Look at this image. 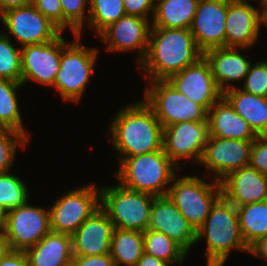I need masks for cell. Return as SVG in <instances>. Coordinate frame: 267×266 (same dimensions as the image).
<instances>
[{
	"label": "cell",
	"instance_id": "6da1fadb",
	"mask_svg": "<svg viewBox=\"0 0 267 266\" xmlns=\"http://www.w3.org/2000/svg\"><path fill=\"white\" fill-rule=\"evenodd\" d=\"M202 57L190 29L151 27L147 53L139 66L149 82L168 80Z\"/></svg>",
	"mask_w": 267,
	"mask_h": 266
},
{
	"label": "cell",
	"instance_id": "7a4b0ae2",
	"mask_svg": "<svg viewBox=\"0 0 267 266\" xmlns=\"http://www.w3.org/2000/svg\"><path fill=\"white\" fill-rule=\"evenodd\" d=\"M114 117L109 126L110 139L114 149L122 156L119 158L162 149L163 127L145 102L129 104Z\"/></svg>",
	"mask_w": 267,
	"mask_h": 266
},
{
	"label": "cell",
	"instance_id": "3957f363",
	"mask_svg": "<svg viewBox=\"0 0 267 266\" xmlns=\"http://www.w3.org/2000/svg\"><path fill=\"white\" fill-rule=\"evenodd\" d=\"M196 235L197 242L206 236L207 266H223L232 250L249 252L240 231L237 207L222 195L212 205Z\"/></svg>",
	"mask_w": 267,
	"mask_h": 266
},
{
	"label": "cell",
	"instance_id": "277c9868",
	"mask_svg": "<svg viewBox=\"0 0 267 266\" xmlns=\"http://www.w3.org/2000/svg\"><path fill=\"white\" fill-rule=\"evenodd\" d=\"M175 170L181 169L169 159L162 148L146 154L119 158V169L114 176L122 186L130 190L158 197L167 195V184L176 176Z\"/></svg>",
	"mask_w": 267,
	"mask_h": 266
},
{
	"label": "cell",
	"instance_id": "5b68a950",
	"mask_svg": "<svg viewBox=\"0 0 267 266\" xmlns=\"http://www.w3.org/2000/svg\"><path fill=\"white\" fill-rule=\"evenodd\" d=\"M61 33L60 69L53 82V87L65 101L77 103L84 95L88 81L94 73L97 60V49L80 44V35H74L72 43H68Z\"/></svg>",
	"mask_w": 267,
	"mask_h": 266
},
{
	"label": "cell",
	"instance_id": "8992f818",
	"mask_svg": "<svg viewBox=\"0 0 267 266\" xmlns=\"http://www.w3.org/2000/svg\"><path fill=\"white\" fill-rule=\"evenodd\" d=\"M101 207L114 228L144 232L148 229L151 208L156 196L130 190L120 183L100 188Z\"/></svg>",
	"mask_w": 267,
	"mask_h": 266
},
{
	"label": "cell",
	"instance_id": "52a82bcc",
	"mask_svg": "<svg viewBox=\"0 0 267 266\" xmlns=\"http://www.w3.org/2000/svg\"><path fill=\"white\" fill-rule=\"evenodd\" d=\"M172 182L167 196L197 231L209 215L212 205L221 196L220 182L214 180L207 183L198 176L189 175L182 178L175 176Z\"/></svg>",
	"mask_w": 267,
	"mask_h": 266
},
{
	"label": "cell",
	"instance_id": "ba28073f",
	"mask_svg": "<svg viewBox=\"0 0 267 266\" xmlns=\"http://www.w3.org/2000/svg\"><path fill=\"white\" fill-rule=\"evenodd\" d=\"M144 97V102L152 109L163 128L184 121L208 122V111L180 93L168 80L152 81Z\"/></svg>",
	"mask_w": 267,
	"mask_h": 266
},
{
	"label": "cell",
	"instance_id": "9c48e42d",
	"mask_svg": "<svg viewBox=\"0 0 267 266\" xmlns=\"http://www.w3.org/2000/svg\"><path fill=\"white\" fill-rule=\"evenodd\" d=\"M101 207V191L88 184L68 191L49 209L51 231L73 235Z\"/></svg>",
	"mask_w": 267,
	"mask_h": 266
},
{
	"label": "cell",
	"instance_id": "30bf717a",
	"mask_svg": "<svg viewBox=\"0 0 267 266\" xmlns=\"http://www.w3.org/2000/svg\"><path fill=\"white\" fill-rule=\"evenodd\" d=\"M51 231L49 209L28 205L7 211L5 238L9 250L26 251Z\"/></svg>",
	"mask_w": 267,
	"mask_h": 266
},
{
	"label": "cell",
	"instance_id": "8fae6325",
	"mask_svg": "<svg viewBox=\"0 0 267 266\" xmlns=\"http://www.w3.org/2000/svg\"><path fill=\"white\" fill-rule=\"evenodd\" d=\"M0 17L20 47L51 42L62 33L32 4L4 11Z\"/></svg>",
	"mask_w": 267,
	"mask_h": 266
},
{
	"label": "cell",
	"instance_id": "7c38bea8",
	"mask_svg": "<svg viewBox=\"0 0 267 266\" xmlns=\"http://www.w3.org/2000/svg\"><path fill=\"white\" fill-rule=\"evenodd\" d=\"M209 137L208 122L184 121L163 128L162 148L169 159L181 169L178 161L200 162Z\"/></svg>",
	"mask_w": 267,
	"mask_h": 266
},
{
	"label": "cell",
	"instance_id": "4fadbf2b",
	"mask_svg": "<svg viewBox=\"0 0 267 266\" xmlns=\"http://www.w3.org/2000/svg\"><path fill=\"white\" fill-rule=\"evenodd\" d=\"M253 141L209 136L200 164L214 171L215 181L220 182L228 174L249 166Z\"/></svg>",
	"mask_w": 267,
	"mask_h": 266
},
{
	"label": "cell",
	"instance_id": "5bb4252c",
	"mask_svg": "<svg viewBox=\"0 0 267 266\" xmlns=\"http://www.w3.org/2000/svg\"><path fill=\"white\" fill-rule=\"evenodd\" d=\"M168 81L180 93L202 105L207 111L223 96L204 56L196 63L173 74Z\"/></svg>",
	"mask_w": 267,
	"mask_h": 266
},
{
	"label": "cell",
	"instance_id": "9a60e30c",
	"mask_svg": "<svg viewBox=\"0 0 267 266\" xmlns=\"http://www.w3.org/2000/svg\"><path fill=\"white\" fill-rule=\"evenodd\" d=\"M61 34L51 42L21 47V83L38 82L53 87L60 69Z\"/></svg>",
	"mask_w": 267,
	"mask_h": 266
},
{
	"label": "cell",
	"instance_id": "2e32d148",
	"mask_svg": "<svg viewBox=\"0 0 267 266\" xmlns=\"http://www.w3.org/2000/svg\"><path fill=\"white\" fill-rule=\"evenodd\" d=\"M227 11V1L199 0L190 31L203 53L213 48L225 47Z\"/></svg>",
	"mask_w": 267,
	"mask_h": 266
},
{
	"label": "cell",
	"instance_id": "e0dca14e",
	"mask_svg": "<svg viewBox=\"0 0 267 266\" xmlns=\"http://www.w3.org/2000/svg\"><path fill=\"white\" fill-rule=\"evenodd\" d=\"M152 22L148 18L135 15H124L110 24L98 36L103 42L109 43L108 51L124 52L138 50L139 64L145 57L148 49L149 34Z\"/></svg>",
	"mask_w": 267,
	"mask_h": 266
},
{
	"label": "cell",
	"instance_id": "ac0fdd59",
	"mask_svg": "<svg viewBox=\"0 0 267 266\" xmlns=\"http://www.w3.org/2000/svg\"><path fill=\"white\" fill-rule=\"evenodd\" d=\"M262 10L246 0L228 2L225 22V46L251 48L259 38Z\"/></svg>",
	"mask_w": 267,
	"mask_h": 266
},
{
	"label": "cell",
	"instance_id": "d6986e66",
	"mask_svg": "<svg viewBox=\"0 0 267 266\" xmlns=\"http://www.w3.org/2000/svg\"><path fill=\"white\" fill-rule=\"evenodd\" d=\"M148 229L167 235L187 253L197 243L195 229L167 195L154 199Z\"/></svg>",
	"mask_w": 267,
	"mask_h": 266
},
{
	"label": "cell",
	"instance_id": "ffe728a7",
	"mask_svg": "<svg viewBox=\"0 0 267 266\" xmlns=\"http://www.w3.org/2000/svg\"><path fill=\"white\" fill-rule=\"evenodd\" d=\"M113 230L107 212L100 207L72 235L73 257L109 254Z\"/></svg>",
	"mask_w": 267,
	"mask_h": 266
},
{
	"label": "cell",
	"instance_id": "44dd1931",
	"mask_svg": "<svg viewBox=\"0 0 267 266\" xmlns=\"http://www.w3.org/2000/svg\"><path fill=\"white\" fill-rule=\"evenodd\" d=\"M221 195L236 207L267 200V176L246 166L220 181Z\"/></svg>",
	"mask_w": 267,
	"mask_h": 266
},
{
	"label": "cell",
	"instance_id": "7402d4cb",
	"mask_svg": "<svg viewBox=\"0 0 267 266\" xmlns=\"http://www.w3.org/2000/svg\"><path fill=\"white\" fill-rule=\"evenodd\" d=\"M244 47H220L207 50L203 56L208 61L213 77L219 89L224 92L233 88V81H243L251 62L240 54ZM238 50V51H237ZM227 85V86H226Z\"/></svg>",
	"mask_w": 267,
	"mask_h": 266
},
{
	"label": "cell",
	"instance_id": "603a6c76",
	"mask_svg": "<svg viewBox=\"0 0 267 266\" xmlns=\"http://www.w3.org/2000/svg\"><path fill=\"white\" fill-rule=\"evenodd\" d=\"M209 136L254 141L258 135L222 96L208 111Z\"/></svg>",
	"mask_w": 267,
	"mask_h": 266
},
{
	"label": "cell",
	"instance_id": "cb8c5ba5",
	"mask_svg": "<svg viewBox=\"0 0 267 266\" xmlns=\"http://www.w3.org/2000/svg\"><path fill=\"white\" fill-rule=\"evenodd\" d=\"M28 266H67L72 263V236L50 231L25 251Z\"/></svg>",
	"mask_w": 267,
	"mask_h": 266
},
{
	"label": "cell",
	"instance_id": "d4e9b609",
	"mask_svg": "<svg viewBox=\"0 0 267 266\" xmlns=\"http://www.w3.org/2000/svg\"><path fill=\"white\" fill-rule=\"evenodd\" d=\"M223 97L258 136L267 135V97L246 93L238 87L224 91Z\"/></svg>",
	"mask_w": 267,
	"mask_h": 266
},
{
	"label": "cell",
	"instance_id": "484cf974",
	"mask_svg": "<svg viewBox=\"0 0 267 266\" xmlns=\"http://www.w3.org/2000/svg\"><path fill=\"white\" fill-rule=\"evenodd\" d=\"M199 0H160L155 3L152 26L190 29Z\"/></svg>",
	"mask_w": 267,
	"mask_h": 266
},
{
	"label": "cell",
	"instance_id": "4316f807",
	"mask_svg": "<svg viewBox=\"0 0 267 266\" xmlns=\"http://www.w3.org/2000/svg\"><path fill=\"white\" fill-rule=\"evenodd\" d=\"M144 253L143 232L114 228L110 244V255L115 266H136Z\"/></svg>",
	"mask_w": 267,
	"mask_h": 266
},
{
	"label": "cell",
	"instance_id": "83f0119b",
	"mask_svg": "<svg viewBox=\"0 0 267 266\" xmlns=\"http://www.w3.org/2000/svg\"><path fill=\"white\" fill-rule=\"evenodd\" d=\"M242 237L248 247L267 236V200L237 207Z\"/></svg>",
	"mask_w": 267,
	"mask_h": 266
},
{
	"label": "cell",
	"instance_id": "f1b7e54d",
	"mask_svg": "<svg viewBox=\"0 0 267 266\" xmlns=\"http://www.w3.org/2000/svg\"><path fill=\"white\" fill-rule=\"evenodd\" d=\"M21 86L20 82L0 78V124L5 130L18 131L29 139L22 123L16 93Z\"/></svg>",
	"mask_w": 267,
	"mask_h": 266
},
{
	"label": "cell",
	"instance_id": "f546056e",
	"mask_svg": "<svg viewBox=\"0 0 267 266\" xmlns=\"http://www.w3.org/2000/svg\"><path fill=\"white\" fill-rule=\"evenodd\" d=\"M144 252L168 264L182 266L187 252L167 235L147 229L143 232Z\"/></svg>",
	"mask_w": 267,
	"mask_h": 266
},
{
	"label": "cell",
	"instance_id": "4dcf8cb0",
	"mask_svg": "<svg viewBox=\"0 0 267 266\" xmlns=\"http://www.w3.org/2000/svg\"><path fill=\"white\" fill-rule=\"evenodd\" d=\"M88 10V25L97 35L126 15L123 0H89Z\"/></svg>",
	"mask_w": 267,
	"mask_h": 266
},
{
	"label": "cell",
	"instance_id": "1f68e13d",
	"mask_svg": "<svg viewBox=\"0 0 267 266\" xmlns=\"http://www.w3.org/2000/svg\"><path fill=\"white\" fill-rule=\"evenodd\" d=\"M26 184L9 172L0 174V207L6 211L18 208L28 202Z\"/></svg>",
	"mask_w": 267,
	"mask_h": 266
},
{
	"label": "cell",
	"instance_id": "d6a6232c",
	"mask_svg": "<svg viewBox=\"0 0 267 266\" xmlns=\"http://www.w3.org/2000/svg\"><path fill=\"white\" fill-rule=\"evenodd\" d=\"M18 49L8 34H0V78L21 83V47Z\"/></svg>",
	"mask_w": 267,
	"mask_h": 266
},
{
	"label": "cell",
	"instance_id": "836d02e7",
	"mask_svg": "<svg viewBox=\"0 0 267 266\" xmlns=\"http://www.w3.org/2000/svg\"><path fill=\"white\" fill-rule=\"evenodd\" d=\"M27 141L24 134L15 130H5L0 134V174L10 171L17 147L20 145L25 149Z\"/></svg>",
	"mask_w": 267,
	"mask_h": 266
},
{
	"label": "cell",
	"instance_id": "e575fe53",
	"mask_svg": "<svg viewBox=\"0 0 267 266\" xmlns=\"http://www.w3.org/2000/svg\"><path fill=\"white\" fill-rule=\"evenodd\" d=\"M63 12V31L69 27L73 35H80L84 20L89 19L85 9L89 6V0H60ZM88 4V5H87ZM87 5V6H86ZM85 17H87L85 19Z\"/></svg>",
	"mask_w": 267,
	"mask_h": 266
},
{
	"label": "cell",
	"instance_id": "d590c367",
	"mask_svg": "<svg viewBox=\"0 0 267 266\" xmlns=\"http://www.w3.org/2000/svg\"><path fill=\"white\" fill-rule=\"evenodd\" d=\"M240 89L249 94L267 97V61L250 65Z\"/></svg>",
	"mask_w": 267,
	"mask_h": 266
},
{
	"label": "cell",
	"instance_id": "8d00e7d4",
	"mask_svg": "<svg viewBox=\"0 0 267 266\" xmlns=\"http://www.w3.org/2000/svg\"><path fill=\"white\" fill-rule=\"evenodd\" d=\"M30 4L63 32V12L60 0H30Z\"/></svg>",
	"mask_w": 267,
	"mask_h": 266
},
{
	"label": "cell",
	"instance_id": "74e56055",
	"mask_svg": "<svg viewBox=\"0 0 267 266\" xmlns=\"http://www.w3.org/2000/svg\"><path fill=\"white\" fill-rule=\"evenodd\" d=\"M249 166L267 176V135L253 141Z\"/></svg>",
	"mask_w": 267,
	"mask_h": 266
},
{
	"label": "cell",
	"instance_id": "f35d334b",
	"mask_svg": "<svg viewBox=\"0 0 267 266\" xmlns=\"http://www.w3.org/2000/svg\"><path fill=\"white\" fill-rule=\"evenodd\" d=\"M155 3L154 0H123L126 15H135L142 18H147L149 14V16H153Z\"/></svg>",
	"mask_w": 267,
	"mask_h": 266
},
{
	"label": "cell",
	"instance_id": "ab89813d",
	"mask_svg": "<svg viewBox=\"0 0 267 266\" xmlns=\"http://www.w3.org/2000/svg\"><path fill=\"white\" fill-rule=\"evenodd\" d=\"M72 263L75 266H115L110 253L96 256L73 257Z\"/></svg>",
	"mask_w": 267,
	"mask_h": 266
},
{
	"label": "cell",
	"instance_id": "60d3db41",
	"mask_svg": "<svg viewBox=\"0 0 267 266\" xmlns=\"http://www.w3.org/2000/svg\"><path fill=\"white\" fill-rule=\"evenodd\" d=\"M0 266H28L24 251L8 250L0 259Z\"/></svg>",
	"mask_w": 267,
	"mask_h": 266
},
{
	"label": "cell",
	"instance_id": "b9f144b4",
	"mask_svg": "<svg viewBox=\"0 0 267 266\" xmlns=\"http://www.w3.org/2000/svg\"><path fill=\"white\" fill-rule=\"evenodd\" d=\"M249 254L257 256L258 258H265L267 260V236L258 239L249 247ZM266 266V265H265Z\"/></svg>",
	"mask_w": 267,
	"mask_h": 266
},
{
	"label": "cell",
	"instance_id": "7bdbcfd3",
	"mask_svg": "<svg viewBox=\"0 0 267 266\" xmlns=\"http://www.w3.org/2000/svg\"><path fill=\"white\" fill-rule=\"evenodd\" d=\"M170 264L165 261L151 256L147 253H143L141 258L138 260L136 266H169Z\"/></svg>",
	"mask_w": 267,
	"mask_h": 266
},
{
	"label": "cell",
	"instance_id": "ee69618b",
	"mask_svg": "<svg viewBox=\"0 0 267 266\" xmlns=\"http://www.w3.org/2000/svg\"><path fill=\"white\" fill-rule=\"evenodd\" d=\"M30 4V0H0V13L4 11L24 7Z\"/></svg>",
	"mask_w": 267,
	"mask_h": 266
},
{
	"label": "cell",
	"instance_id": "f6af8a7d",
	"mask_svg": "<svg viewBox=\"0 0 267 266\" xmlns=\"http://www.w3.org/2000/svg\"><path fill=\"white\" fill-rule=\"evenodd\" d=\"M7 211L0 207V236L5 234Z\"/></svg>",
	"mask_w": 267,
	"mask_h": 266
},
{
	"label": "cell",
	"instance_id": "bcb514c9",
	"mask_svg": "<svg viewBox=\"0 0 267 266\" xmlns=\"http://www.w3.org/2000/svg\"><path fill=\"white\" fill-rule=\"evenodd\" d=\"M9 250L6 238L4 235L0 236V259Z\"/></svg>",
	"mask_w": 267,
	"mask_h": 266
},
{
	"label": "cell",
	"instance_id": "7dc6e473",
	"mask_svg": "<svg viewBox=\"0 0 267 266\" xmlns=\"http://www.w3.org/2000/svg\"><path fill=\"white\" fill-rule=\"evenodd\" d=\"M260 4L262 5V17H263V26L265 25L267 28V0H263L262 2H260Z\"/></svg>",
	"mask_w": 267,
	"mask_h": 266
},
{
	"label": "cell",
	"instance_id": "c3c4849f",
	"mask_svg": "<svg viewBox=\"0 0 267 266\" xmlns=\"http://www.w3.org/2000/svg\"><path fill=\"white\" fill-rule=\"evenodd\" d=\"M5 131V129L3 128V126L0 124V134Z\"/></svg>",
	"mask_w": 267,
	"mask_h": 266
}]
</instances>
